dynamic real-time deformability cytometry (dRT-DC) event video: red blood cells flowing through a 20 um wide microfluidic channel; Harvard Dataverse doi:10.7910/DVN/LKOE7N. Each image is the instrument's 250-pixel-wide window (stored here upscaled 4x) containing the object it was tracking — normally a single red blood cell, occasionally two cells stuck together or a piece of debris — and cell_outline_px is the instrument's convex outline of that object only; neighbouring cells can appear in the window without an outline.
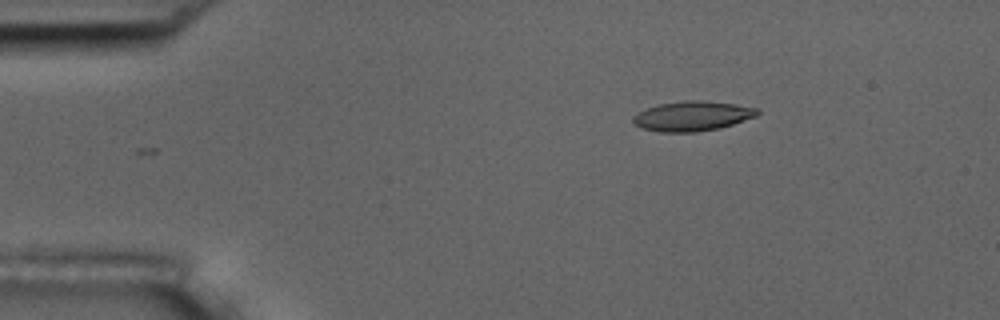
{"species": "common noctule bat (a hibernating species)", "species_latin": "Nyctalus noctula", "temperature_condition": "room temperature", "stored_images_in_passage": 3, "camera_frame_rate_fps": 3000, "um_per_image_px": 0.085, "animal": {"sex": "male", "body_mass_g": 17.5, "forearm_length_mm": 52.3}, "frame": {"image": 1, "passage_image": 1, "time_ms": 0.0, "image_size_px": [1000, 320], "cell_outline_px": [[760, 112], [756, 116], [720, 128], [696, 132], [660, 132], [640, 128], [632, 120], [632, 116], [636, 112], [644, 108], [660, 104], [684, 100], [704, 100], [736, 104], [760, 108]], "centroid_in_image_um": [58.83, 9.86], "position_along_channel_um": 26.2, "area_um2": 21.85}}